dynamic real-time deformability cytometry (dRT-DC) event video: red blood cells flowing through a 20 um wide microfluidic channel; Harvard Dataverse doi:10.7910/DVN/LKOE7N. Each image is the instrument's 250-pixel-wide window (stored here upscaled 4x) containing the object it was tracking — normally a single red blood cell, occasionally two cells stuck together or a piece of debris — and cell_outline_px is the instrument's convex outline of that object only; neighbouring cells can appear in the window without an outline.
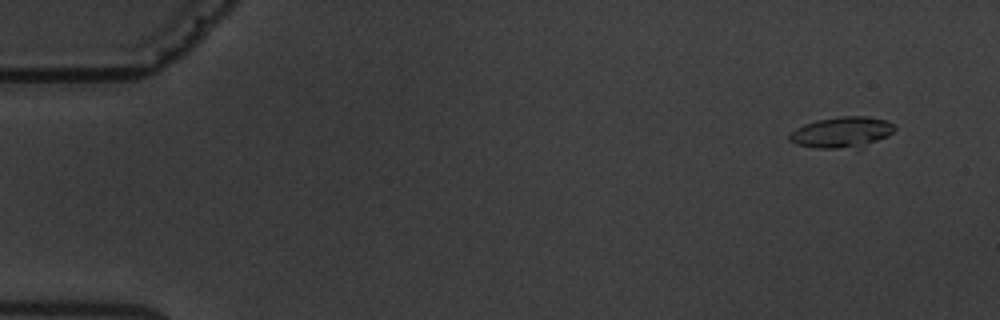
{"species": "common noctule bat (a hibernating species)", "species_latin": "Nyctalus noctula", "temperature_condition": "warm", "stored_images_in_passage": 4, "camera_frame_rate_fps": 3000, "um_per_image_px": 0.085, "animal": {"sex": "male", "body_mass_g": 19.5, "forearm_length_mm": 54.6}, "frame": {"image": 1, "passage_image": 1, "time_ms": 0.0, "image_size_px": [1000, 320], "cell_outline_px": [[896, 128], [888, 136], [864, 148], [816, 148], [796, 144], [788, 140], [788, 136], [796, 128], [804, 124], [816, 120], [840, 116], [868, 116], [888, 120]], "centroid_in_image_um": [71.58, 11.25], "position_along_channel_um": 13.4, "area_um2": 19.25}}
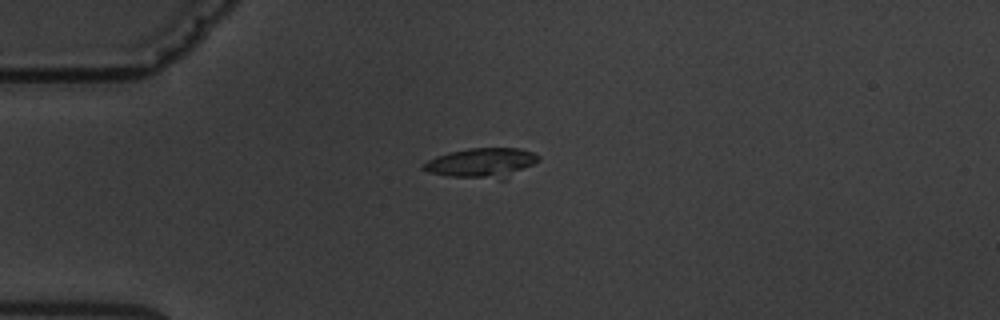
{"frame": {"image": 2, "passage_image": 4, "time_ms": 3.667, "image_size_px": [1000, 320], "cell_outline_px": [[540, 160], [504, 180], [500, 180], [448, 176], [428, 172], [420, 168], [428, 160], [436, 156], [448, 152], [468, 148], [520, 148], [532, 152], [540, 156]], "centroid_in_image_um": [40.95, 13.85], "position_along_channel_um": 44.0, "area_um2": 20.11}}